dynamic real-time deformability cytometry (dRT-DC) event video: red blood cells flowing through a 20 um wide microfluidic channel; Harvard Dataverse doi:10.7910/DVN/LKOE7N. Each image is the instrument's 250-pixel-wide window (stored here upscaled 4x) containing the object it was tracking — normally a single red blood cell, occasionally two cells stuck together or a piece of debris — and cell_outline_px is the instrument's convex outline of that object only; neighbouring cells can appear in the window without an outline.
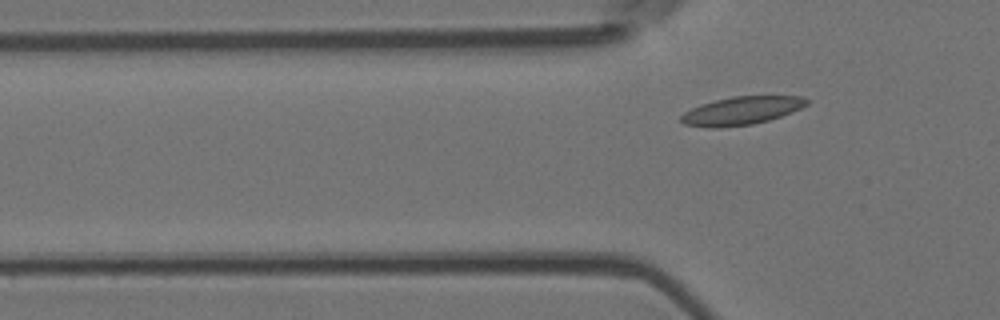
{"species": "Egyptian fruit bat (a non-hibernating species)", "species_latin": "Rousettus aegyptiacus", "temperature_condition": "room temperature", "stored_images_in_passage": 3, "camera_frame_rate_fps": 3000, "um_per_image_px": 0.085, "animal": {"sex": "female"}, "frame": {"image": 1, "passage_image": 3, "time_ms": 0.667, "image_size_px": [1000, 320], "cell_outline_px": [[808, 104], [792, 112], [768, 120], [752, 124], [720, 128], [708, 128], [684, 124], [680, 120], [680, 116], [684, 112], [700, 104], [732, 96], [804, 96], [808, 100]], "centroid_in_image_um": [63.0, 9.41], "position_along_channel_um": 62.8, "area_um2": 20.63}}